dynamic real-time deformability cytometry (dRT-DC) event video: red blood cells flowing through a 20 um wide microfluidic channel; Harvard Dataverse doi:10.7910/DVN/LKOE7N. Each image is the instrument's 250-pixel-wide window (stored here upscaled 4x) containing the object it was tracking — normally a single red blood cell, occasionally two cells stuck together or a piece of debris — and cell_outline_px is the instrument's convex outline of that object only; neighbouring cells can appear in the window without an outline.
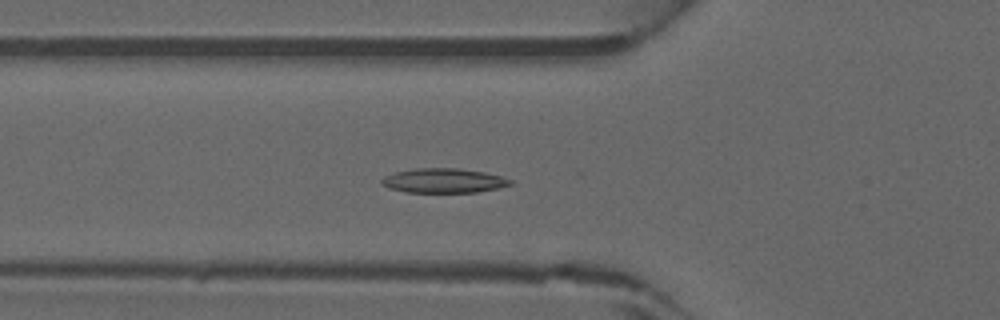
{"species": "common noctule bat (a hibernating species)", "species_latin": "Nyctalus noctula", "temperature_condition": "warm", "stored_images_in_passage": 35, "camera_frame_rate_fps": 3000, "um_per_image_px": 0.085, "animal": {"sex": "male", "forearm_length_mm": 52.5}, "frame": {"image": 1, "passage_image": 5, "time_ms": 1.333, "image_size_px": [1000, 320], "cell_outline_px": [[512, 184], [496, 188], [476, 192], [404, 192], [388, 188], [380, 180], [384, 176], [396, 172], [416, 168], [456, 168], [484, 172], [500, 176], [512, 180]], "centroid_in_image_um": [37.68, 15.35], "position_along_channel_um": 88.1, "area_um2": 18.15}}
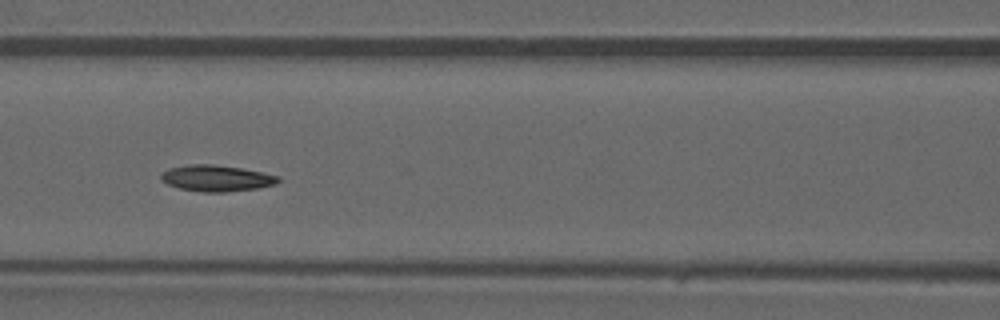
{"frame": {"image": 2, "passage_image": 9, "time_ms": 2.667, "image_size_px": [1000, 320], "cell_outline_px": [[280, 180], [276, 184], [256, 188], [224, 192], [204, 192], [180, 188], [168, 184], [160, 180], [160, 176], [168, 168], [192, 164], [216, 164], [240, 168], [280, 176]], "centroid_in_image_um": [18.39, 15.14], "position_along_channel_um": 148.2, "area_um2": 17.74}}
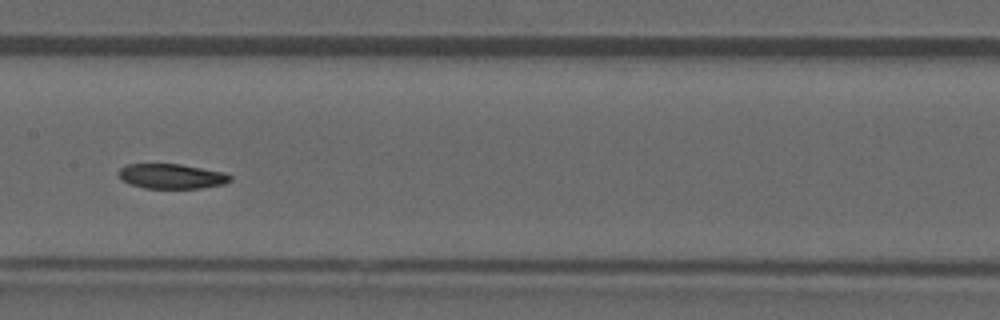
{"frame": {"image": 3, "passage_image": 12, "time_ms": 3.667, "image_size_px": [1000, 320], "cell_outline_px": [[232, 180], [224, 184], [200, 188], [144, 188], [128, 184], [116, 172], [124, 164], [180, 164], [224, 172], [232, 176]], "centroid_in_image_um": [14.57, 14.98], "position_along_channel_um": 192.8, "area_um2": 16.24}}